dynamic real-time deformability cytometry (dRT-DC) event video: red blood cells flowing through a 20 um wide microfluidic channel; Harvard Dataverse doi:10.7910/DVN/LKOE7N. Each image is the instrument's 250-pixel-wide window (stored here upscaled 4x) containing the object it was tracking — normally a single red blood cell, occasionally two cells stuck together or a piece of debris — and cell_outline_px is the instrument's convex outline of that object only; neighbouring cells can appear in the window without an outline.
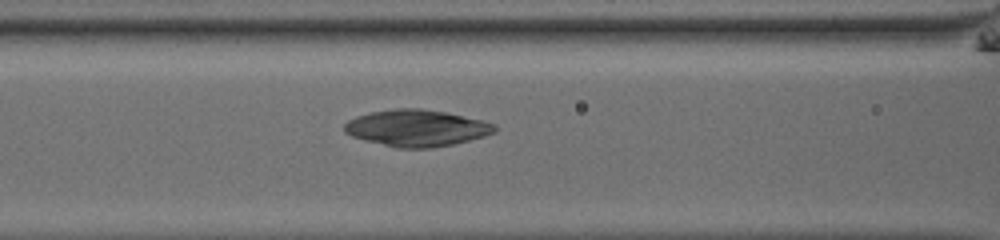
{"species": "common noctule bat (a hibernating species)", "species_latin": "Nyctalus noctula", "temperature_condition": "room temperature", "stored_images_in_passage": 55, "camera_frame_rate_fps": 3000, "um_per_image_px": 0.085, "animal": {"sex": "male", "body_mass_g": 13.0, "forearm_length_mm": 53.1}, "frame": {"image": 1, "passage_image": 26, "time_ms": 8.333, "image_size_px": [1000, 240], "cell_outline_px": [[500, 128], [496, 132], [484, 136], [452, 144], [432, 148], [396, 148], [364, 140], [352, 136], [344, 132], [344, 124], [348, 120], [356, 116], [372, 112], [396, 108], [420, 108], [448, 112], [484, 120], [496, 124]], "centroid_in_image_um": [35.45, 10.88], "position_along_channel_um": 131.1, "area_um2": 32.37}}
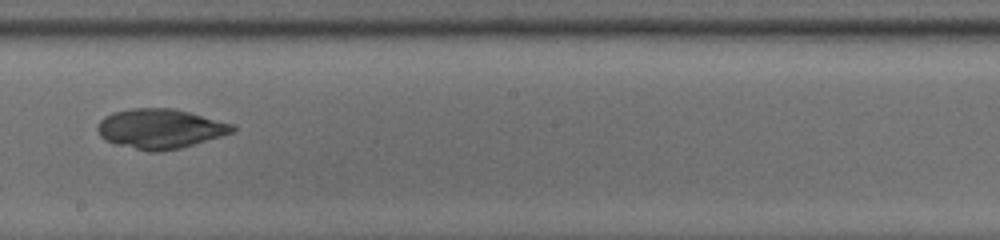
{"frame": {"image": 2, "passage_image": 34, "time_ms": 11.0, "image_size_px": [1000, 240], "cell_outline_px": [[236, 128], [232, 132], [220, 136], [180, 148], [160, 152], [148, 152], [116, 144], [104, 140], [100, 136], [96, 128], [100, 120], [104, 116], [112, 112], [132, 108], [176, 108], [236, 124]], "centroid_in_image_um": [13.6, 10.93], "position_along_channel_um": 234.6, "area_um2": 31.5}}
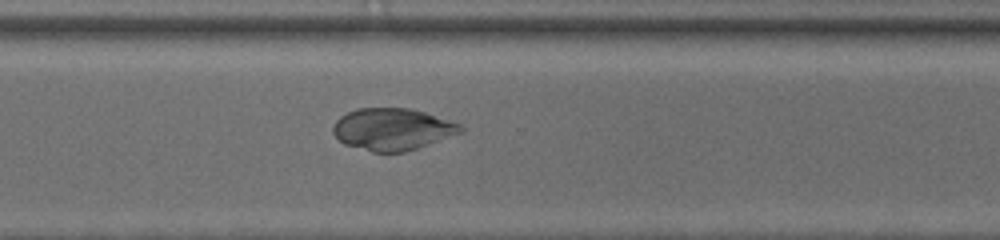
{"frame": {"image": 3, "passage_image": 42, "time_ms": 13.667, "image_size_px": [1000, 240], "cell_outline_px": [[464, 132], [404, 152], [372, 152], [344, 144], [332, 132], [332, 128], [336, 120], [340, 116], [356, 108], [408, 108], [424, 112], [460, 124], [464, 128]], "centroid_in_image_um": [33.34, 10.98], "position_along_channel_um": 337.3, "area_um2": 31.04}}